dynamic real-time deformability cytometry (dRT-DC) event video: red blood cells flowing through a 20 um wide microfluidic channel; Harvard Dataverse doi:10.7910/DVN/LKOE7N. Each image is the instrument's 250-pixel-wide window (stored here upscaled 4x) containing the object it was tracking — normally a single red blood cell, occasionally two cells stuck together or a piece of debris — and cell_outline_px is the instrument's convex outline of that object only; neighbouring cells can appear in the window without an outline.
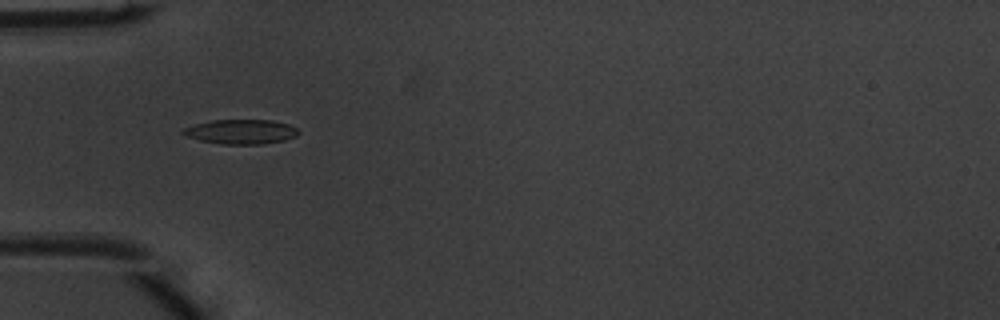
{"species": "common noctule bat (a hibernating species)", "species_latin": "Nyctalus noctula", "temperature_condition": "warm", "stored_images_in_passage": 37, "camera_frame_rate_fps": 3000, "um_per_image_px": 0.085, "animal": {"sex": "male", "body_mass_g": 20.1, "forearm_length_mm": 53.5}, "frame": {"image": 1, "passage_image": 3, "time_ms": 0.667, "image_size_px": [1000, 320], "cell_outline_px": [[300, 132], [296, 136], [284, 140], [260, 144], [224, 144], [200, 140], [184, 136], [180, 132], [184, 128], [196, 124], [212, 120], [272, 120], [288, 124], [296, 128]], "centroid_in_image_um": [20.47, 11.19], "position_along_channel_um": 64.5, "area_um2": 16.42}}
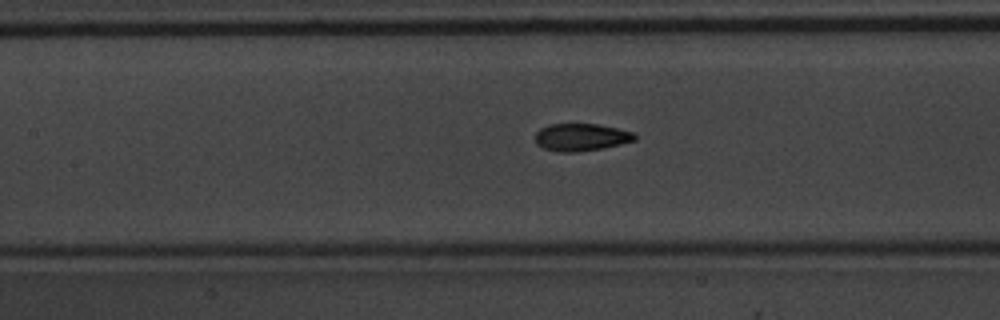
{"frame": {"image": 2, "passage_image": 10, "time_ms": 3.0, "image_size_px": [1000, 320], "cell_outline_px": [[636, 140], [604, 148], [576, 152], [560, 152], [544, 148], [536, 144], [536, 132], [540, 128], [548, 124], [596, 124], [636, 132]], "centroid_in_image_um": [49.41, 11.66], "position_along_channel_um": 158.0, "area_um2": 15.95}}
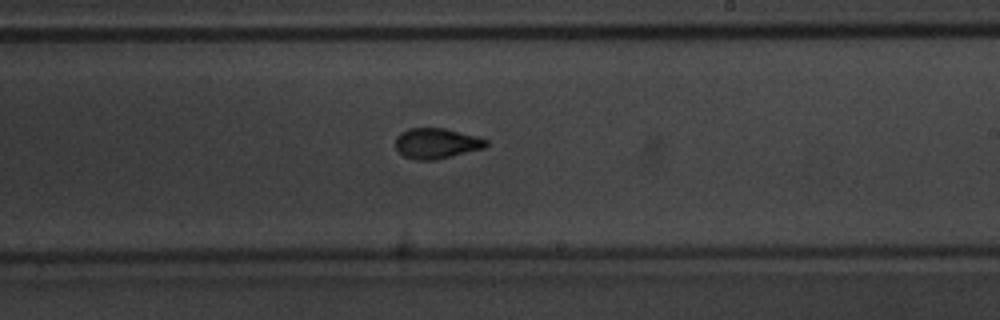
{"frame": {"image": 3, "passage_image": 17, "time_ms": 5.333, "image_size_px": [1000, 320], "cell_outline_px": [[488, 144], [484, 148], [436, 160], [416, 160], [404, 156], [396, 148], [396, 136], [400, 132], [408, 128], [444, 128], [476, 136], [488, 140]], "centroid_in_image_um": [37.09, 12.18], "position_along_channel_um": 251.9, "area_um2": 16.07}, "authors_computed_cell_mechanics": {"area_um2": 15.9528, "velocity_mm_per_s": 4.0401, "shape_relaxation_time_tau1_ms": 3.1426, "shape_relaxation_time_tau2_ms": 1.2128, "deformation_change_tau1": 0.1614, "deformation_change_tau2": 0.0786}}